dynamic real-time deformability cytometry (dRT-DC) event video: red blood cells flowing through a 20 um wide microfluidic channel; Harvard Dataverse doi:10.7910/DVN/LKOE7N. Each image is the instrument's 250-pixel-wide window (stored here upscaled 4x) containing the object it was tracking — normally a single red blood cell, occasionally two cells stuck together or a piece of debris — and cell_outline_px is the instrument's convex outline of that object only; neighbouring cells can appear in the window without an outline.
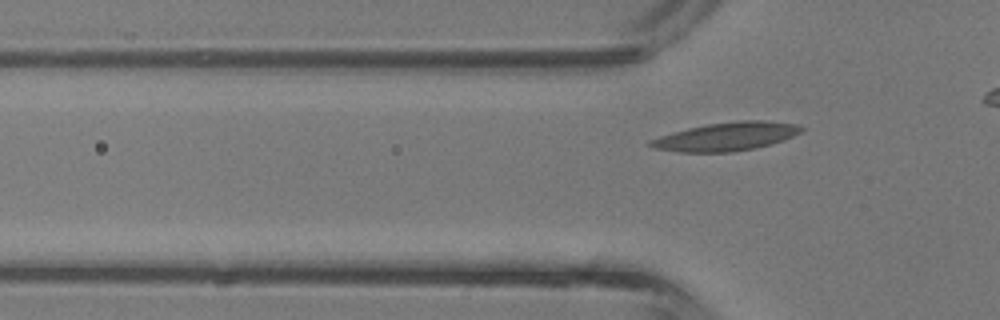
{"species": "common noctule bat (a hibernating species)", "species_latin": "Nyctalus noctula", "temperature_condition": "room temperature", "stored_images_in_passage": 4, "camera_frame_rate_fps": 3000, "um_per_image_px": 0.085, "animal": {"sex": "male", "body_mass_g": 13.3}, "frame": {"image": 1, "passage_image": 4, "time_ms": 1.0, "image_size_px": [1000, 320], "cell_outline_px": [[804, 128], [800, 132], [784, 140], [772, 144], [756, 148], [732, 152], [680, 152], [656, 148], [648, 144], [648, 140], [660, 136], [688, 128], [708, 124], [740, 120], [760, 120], [796, 124]], "centroid_in_image_um": [61.75, 11.61], "position_along_channel_um": 64.1, "area_um2": 24.8}}